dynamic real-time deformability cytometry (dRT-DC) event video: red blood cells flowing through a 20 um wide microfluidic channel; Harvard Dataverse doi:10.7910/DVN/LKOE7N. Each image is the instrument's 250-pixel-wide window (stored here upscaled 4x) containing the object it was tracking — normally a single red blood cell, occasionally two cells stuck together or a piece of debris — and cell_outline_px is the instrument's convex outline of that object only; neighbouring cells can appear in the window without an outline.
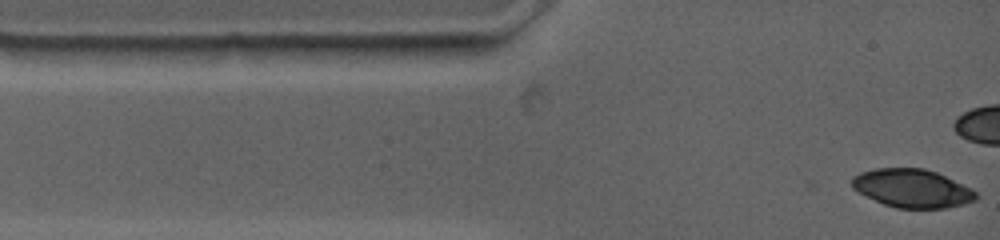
{"species": "common noctule bat (a hibernating species)", "species_latin": "Nyctalus noctula", "temperature_condition": "warm", "stored_images_in_passage": 31, "camera_frame_rate_fps": 4500, "um_per_image_px": 0.085, "animal": {"sex": "female", "body_mass_g": 19.0, "forearm_length_mm": 53.3}, "frame": {"image": 1, "passage_image": 1, "time_ms": 0.0, "image_size_px": [1000, 240], "cell_outline_px": [[980, 196], [976, 200], [964, 204], [948, 208], [896, 208], [884, 204], [852, 188], [852, 180], [856, 176], [864, 172], [876, 168], [924, 168], [936, 172], [976, 192]], "centroid_in_image_um": [77.57, 16.02], "position_along_channel_um": 7.4, "area_um2": 27.22}}